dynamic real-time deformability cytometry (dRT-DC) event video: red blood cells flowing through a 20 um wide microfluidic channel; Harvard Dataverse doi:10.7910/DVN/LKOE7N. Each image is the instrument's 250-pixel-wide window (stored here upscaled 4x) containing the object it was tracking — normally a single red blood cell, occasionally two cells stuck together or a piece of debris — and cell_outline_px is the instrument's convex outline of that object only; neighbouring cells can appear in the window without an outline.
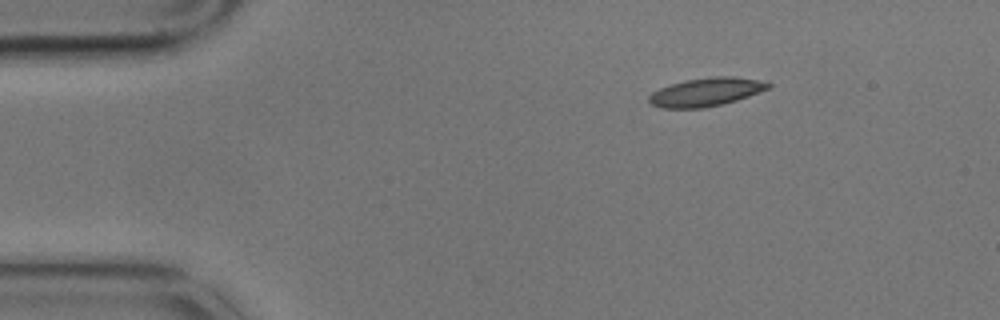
{"species": "common noctule bat (a hibernating species)", "species_latin": "Nyctalus noctula", "temperature_condition": "cold", "stored_images_in_passage": 3, "camera_frame_rate_fps": 3000, "um_per_image_px": 0.085, "animal": {"sex": "male", "body_mass_g": 17.9}, "frame": {"image": 1, "passage_image": 1, "time_ms": 0.0, "image_size_px": [1000, 320], "cell_outline_px": [[772, 84], [768, 88], [748, 96], [736, 100], [704, 108], [660, 108], [652, 104], [648, 100], [648, 96], [652, 92], [660, 88], [684, 80], [712, 76], [732, 76], [756, 80]], "centroid_in_image_um": [59.96, 7.82], "position_along_channel_um": 25.0, "area_um2": 19.48}}